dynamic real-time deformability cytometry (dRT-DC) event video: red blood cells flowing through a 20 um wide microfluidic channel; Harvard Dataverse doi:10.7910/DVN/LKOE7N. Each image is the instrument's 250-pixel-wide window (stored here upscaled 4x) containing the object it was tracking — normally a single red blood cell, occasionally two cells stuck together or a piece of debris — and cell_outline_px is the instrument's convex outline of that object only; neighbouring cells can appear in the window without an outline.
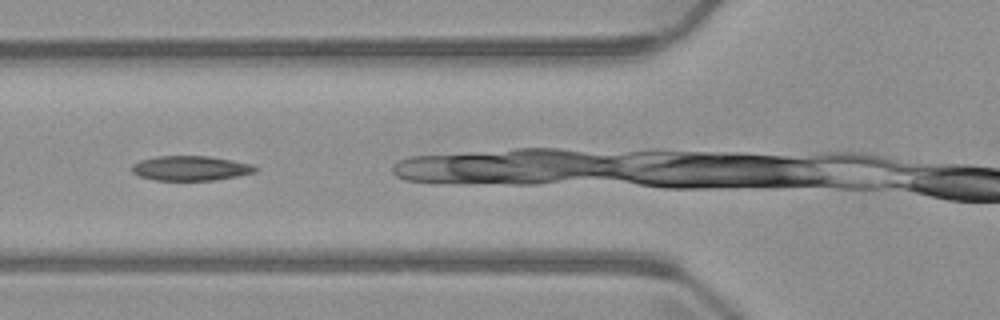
{"species": "common noctule bat (a hibernating species)", "species_latin": "Nyctalus noctula", "temperature_condition": "warm", "stored_images_in_passage": 3, "camera_frame_rate_fps": 3000, "um_per_image_px": 0.085, "animal": {"sex": "male", "body_mass_g": 23.1, "forearm_length_mm": 52.7}, "frame": {"image": 1, "passage_image": 2, "time_ms": 1.0, "image_size_px": [1000, 320], "cell_outline_px": [[260, 168], [256, 172], [216, 180], [156, 180], [140, 176], [132, 172], [132, 164], [140, 160], [156, 156], [208, 156], [252, 164]], "centroid_in_image_um": [16.21, 14.29], "position_along_channel_um": 109.6, "area_um2": 17.74}}